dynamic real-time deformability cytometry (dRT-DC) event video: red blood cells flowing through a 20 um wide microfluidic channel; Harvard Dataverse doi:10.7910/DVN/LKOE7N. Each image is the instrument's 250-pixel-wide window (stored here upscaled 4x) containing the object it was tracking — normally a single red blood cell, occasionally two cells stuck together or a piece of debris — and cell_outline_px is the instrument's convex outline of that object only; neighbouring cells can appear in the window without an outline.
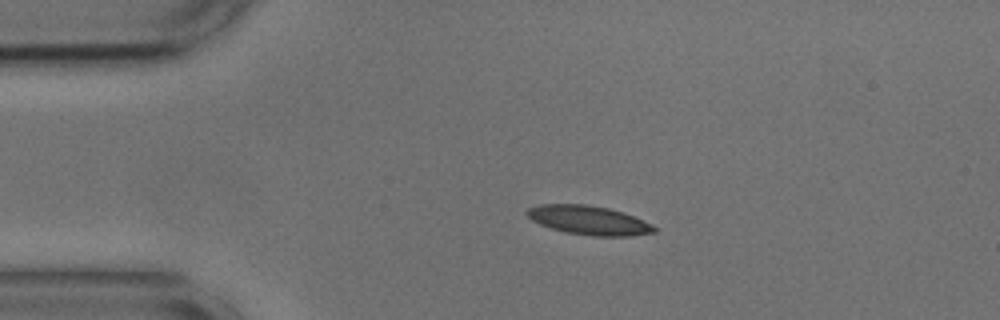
{"species": "common noctule bat (a hibernating species)", "species_latin": "Nyctalus noctula", "temperature_condition": "cold", "stored_images_in_passage": 44, "camera_frame_rate_fps": 3000, "um_per_image_px": 0.085, "animal": {"sex": "male", "body_mass_g": 17.9, "forearm_length_mm": 54.2}, "frame": {"image": 1, "passage_image": 1, "time_ms": 0.0, "image_size_px": [1000, 320], "cell_outline_px": [[656, 232], [628, 236], [592, 236], [564, 232], [540, 224], [532, 220], [524, 212], [528, 208], [540, 204], [584, 204], [608, 208], [632, 216], [656, 228]], "centroid_in_image_um": [49.97, 18.72], "position_along_channel_um": 35.0, "area_um2": 21.15}}
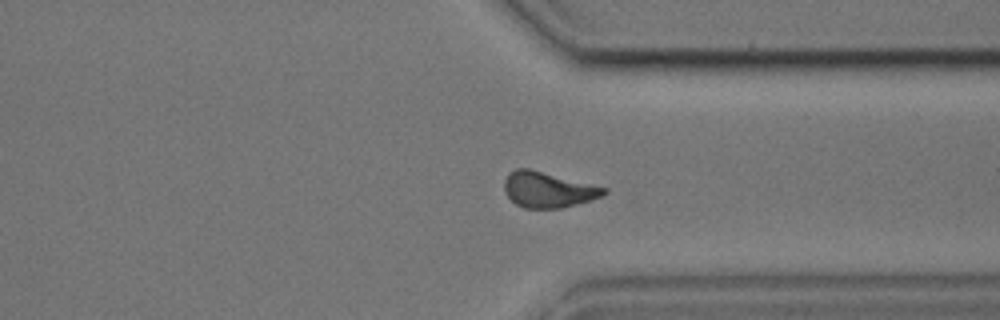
{"frame": {"image": 2, "passage_image": 31, "time_ms": 10.0, "image_size_px": [1000, 320], "cell_outline_px": [[608, 192], [600, 196], [576, 204], [560, 208], [524, 208], [516, 204], [504, 192], [504, 180], [508, 172], [516, 168], [528, 168], [608, 188]], "centroid_in_image_um": [46.54, 16.11], "position_along_channel_um": 364.9, "area_um2": 20.52}}
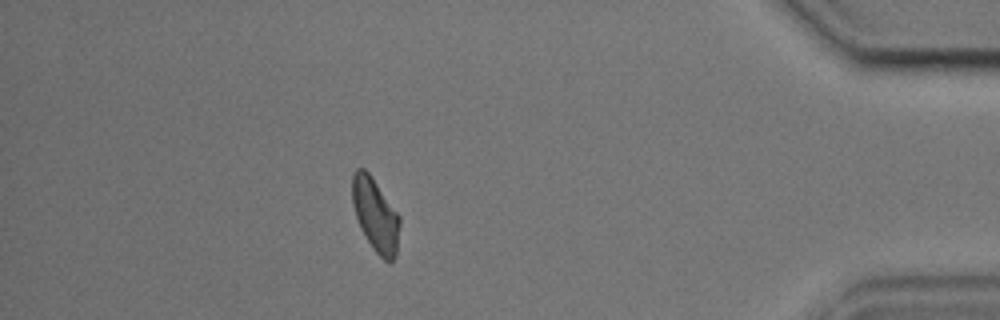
{"frame": {"image": 3, "passage_image": 38, "time_ms": 12.333, "image_size_px": [1000, 320], "cell_outline_px": [[400, 224], [396, 256], [388, 264], [372, 248], [360, 228], [352, 204], [352, 176], [356, 168], [364, 168], [368, 172], [400, 216]], "centroid_in_image_um": [31.91, 18.29], "position_along_channel_um": 403.3, "area_um2": 20.23}, "authors_computed_cell_mechanics": {"area_um2": 20.9525, "velocity_mm_per_s": 3.6316, "shape_relaxation_time_tau1_ms": 6.7689, "shape_relaxation_time_tau2_ms": 4.1744, "deformation_change_tau1": 0.143, "deformation_change_tau2": 0.1045}}